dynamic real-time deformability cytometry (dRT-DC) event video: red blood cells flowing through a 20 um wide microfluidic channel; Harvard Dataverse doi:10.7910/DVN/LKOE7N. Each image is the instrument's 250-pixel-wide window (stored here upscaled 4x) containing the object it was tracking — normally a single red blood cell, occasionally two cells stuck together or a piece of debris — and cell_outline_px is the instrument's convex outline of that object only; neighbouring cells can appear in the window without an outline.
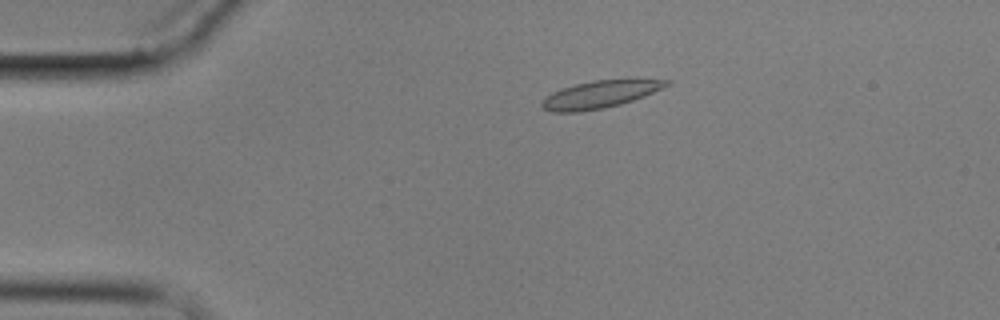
{"species": "common noctule bat (a hibernating species)", "species_latin": "Nyctalus noctula", "temperature_condition": "cold", "stored_images_in_passage": 5, "camera_frame_rate_fps": 3000, "um_per_image_px": 0.085, "animal": {"sex": "male", "body_mass_g": 17.9}, "frame": {"image": 1, "passage_image": 2, "time_ms": 1.0, "image_size_px": [1000, 320], "cell_outline_px": [[672, 84], [644, 96], [620, 104], [604, 108], [580, 112], [552, 112], [544, 108], [540, 104], [544, 96], [560, 88], [592, 80], [628, 76], [636, 76], [672, 80]], "centroid_in_image_um": [51.11, 7.95], "position_along_channel_um": 33.9, "area_um2": 21.04}}
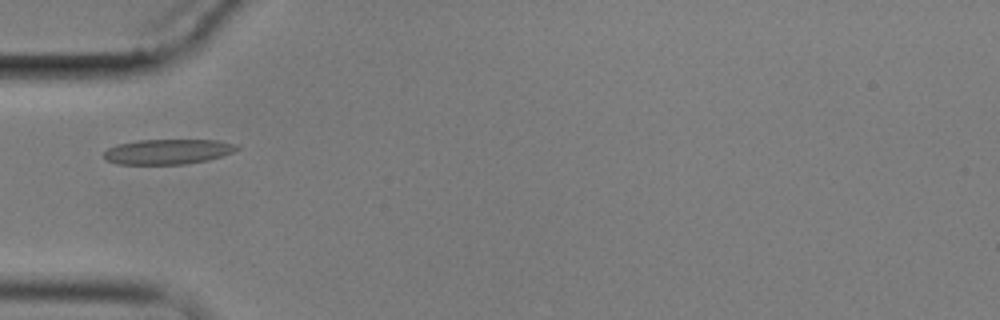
{"frame": {"image": 2, "passage_image": 4, "time_ms": 3.333, "image_size_px": [1000, 320], "cell_outline_px": [[240, 148], [232, 152], [208, 160], [184, 164], [116, 164], [104, 160], [100, 156], [108, 148], [116, 144], [136, 140], [220, 140], [236, 144]], "centroid_in_image_um": [14.19, 12.89], "position_along_channel_um": 70.8, "area_um2": 19.65}}
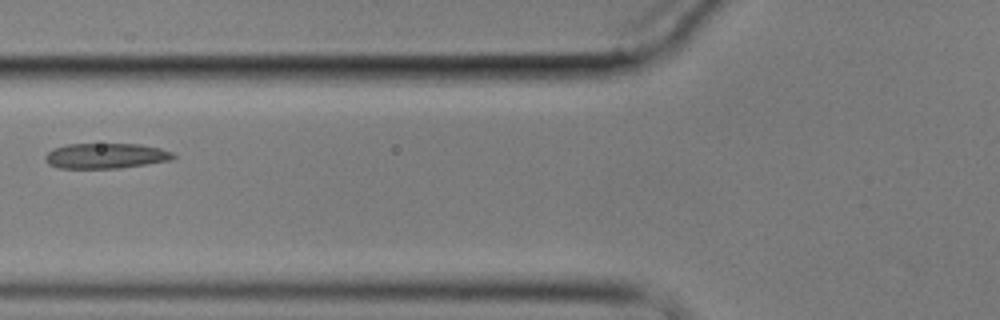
{"frame": {"image": 3, "passage_image": 5, "time_ms": 4.667, "image_size_px": [1000, 320], "cell_outline_px": [[176, 156], [172, 160], [120, 168], [60, 168], [48, 164], [44, 160], [44, 156], [52, 148], [68, 144], [140, 144], [160, 148], [172, 152]], "centroid_in_image_um": [8.97, 13.24], "position_along_channel_um": 116.8, "area_um2": 18.96}}